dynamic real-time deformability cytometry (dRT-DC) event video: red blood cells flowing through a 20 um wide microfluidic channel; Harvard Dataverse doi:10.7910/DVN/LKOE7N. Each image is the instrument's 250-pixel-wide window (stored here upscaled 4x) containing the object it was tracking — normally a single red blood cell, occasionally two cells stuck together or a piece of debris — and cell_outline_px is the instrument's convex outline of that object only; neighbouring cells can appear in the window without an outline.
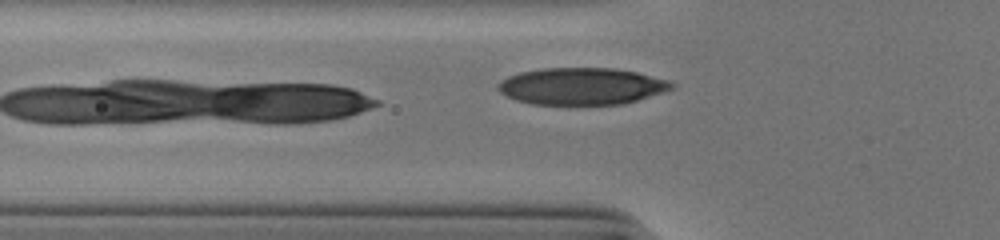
{"species": "human", "species_latin": "Homo sapiens", "temperature_condition": "cold", "stored_images_in_passage": 21, "camera_frame_rate_fps": 3000, "um_per_image_px": 0.085, "donor": {"sex": "male"}, "frame": {"image": 1, "passage_image": 21, "time_ms": 6.667, "image_size_px": [1000, 240], "cell_outline_px": [[676, 84], [672, 88], [636, 100], [620, 104], [532, 104], [516, 100], [500, 92], [496, 88], [496, 84], [500, 80], [508, 76], [520, 72], [544, 68], [616, 68], [636, 72], [668, 80]], "centroid_in_image_um": [49.38, 7.32], "position_along_channel_um": 76.4, "area_um2": 37.11}}